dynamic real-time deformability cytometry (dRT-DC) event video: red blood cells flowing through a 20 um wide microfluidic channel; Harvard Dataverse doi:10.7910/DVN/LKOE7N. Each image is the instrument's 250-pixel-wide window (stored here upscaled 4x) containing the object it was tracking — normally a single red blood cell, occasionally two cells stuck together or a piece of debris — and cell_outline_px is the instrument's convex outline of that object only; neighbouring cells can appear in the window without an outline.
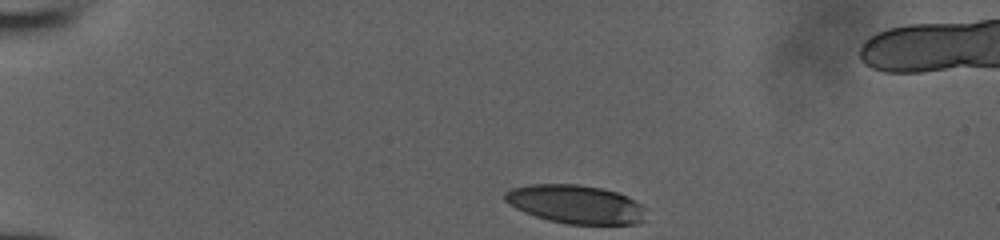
{"species": "human", "species_latin": "Homo sapiens", "temperature_condition": "room temperature", "stored_images_in_passage": 34, "camera_frame_rate_fps": 3000, "um_per_image_px": 0.085, "donor": {"sex": "male"}, "frame": {"image": 1, "passage_image": 1, "time_ms": 0.0, "image_size_px": [1000, 240], "cell_outline_px": [[644, 220], [640, 224], [564, 224], [548, 220], [524, 212], [508, 204], [504, 200], [504, 192], [512, 188], [528, 184], [580, 184], [600, 188], [616, 192], [628, 196], [640, 204], [644, 208]], "centroid_in_image_um": [48.91, 17.36], "position_along_channel_um": 36.1, "area_um2": 31.85}}
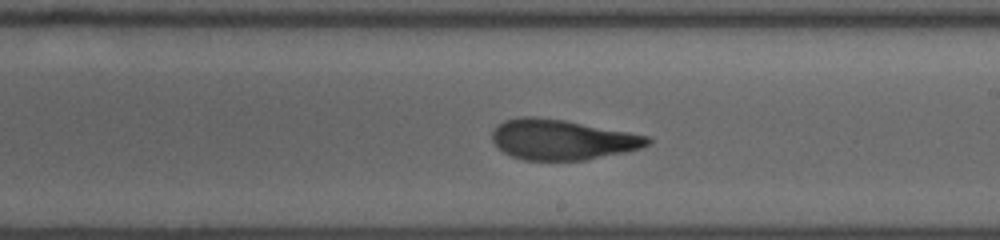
{"frame": {"image": 2, "passage_image": 21, "time_ms": 6.667, "image_size_px": [1000, 240], "cell_outline_px": [[652, 144], [640, 148], [624, 152], [584, 160], [524, 160], [512, 156], [504, 152], [492, 140], [492, 128], [496, 124], [504, 120], [520, 116], [536, 116], [564, 120], [628, 132], [648, 136], [652, 140]], "centroid_in_image_um": [47.74, 11.85], "position_along_channel_um": 241.3, "area_um2": 36.47}}
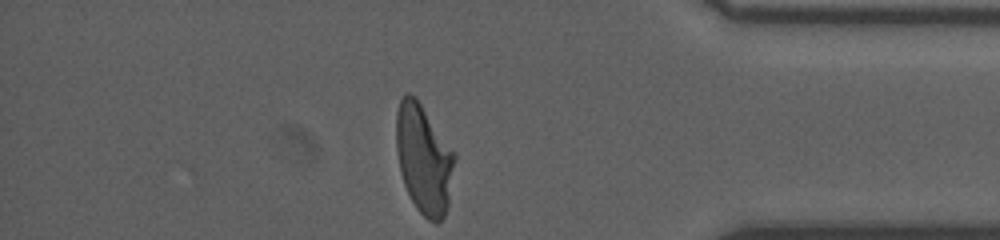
{"frame": {"image": 3, "passage_image": 34, "time_ms": 11.0, "image_size_px": [1000, 240], "cell_outline_px": [[456, 160], [448, 208], [444, 216], [436, 224], [428, 220], [416, 208], [404, 184], [400, 172], [396, 148], [396, 112], [400, 100], [404, 92], [408, 92], [416, 96], [456, 152]], "centroid_in_image_um": [36.04, 13.48], "position_along_channel_um": 399.2, "area_um2": 37.86}}